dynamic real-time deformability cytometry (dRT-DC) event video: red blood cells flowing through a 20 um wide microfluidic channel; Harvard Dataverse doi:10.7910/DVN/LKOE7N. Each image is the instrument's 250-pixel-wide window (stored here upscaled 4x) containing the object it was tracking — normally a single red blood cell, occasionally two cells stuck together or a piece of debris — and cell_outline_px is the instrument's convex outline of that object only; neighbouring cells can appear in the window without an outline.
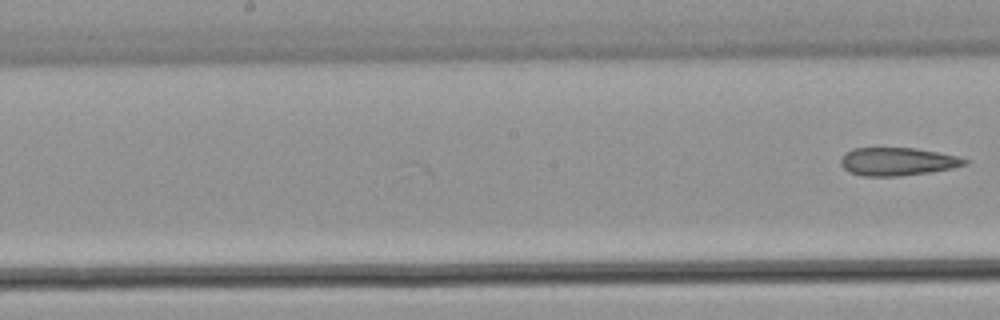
{"species": "common noctule bat (a hibernating species)", "species_latin": "Nyctalus noctula", "temperature_condition": "warm", "stored_images_in_passage": 11, "camera_frame_rate_fps": 3000, "um_per_image_px": 0.085, "animal": {"sex": "male", "body_mass_g": 21.5, "forearm_length_mm": 52.0}, "frame": {"image": 1, "passage_image": 11, "time_ms": 3.333, "image_size_px": [1000, 320], "cell_outline_px": [[968, 164], [952, 168], [928, 172], [900, 176], [864, 176], [848, 172], [840, 164], [840, 160], [852, 148], [916, 148], [960, 156], [968, 160]], "centroid_in_image_um": [76.31, 13.73], "position_along_channel_um": 171.9, "area_um2": 20.23}}